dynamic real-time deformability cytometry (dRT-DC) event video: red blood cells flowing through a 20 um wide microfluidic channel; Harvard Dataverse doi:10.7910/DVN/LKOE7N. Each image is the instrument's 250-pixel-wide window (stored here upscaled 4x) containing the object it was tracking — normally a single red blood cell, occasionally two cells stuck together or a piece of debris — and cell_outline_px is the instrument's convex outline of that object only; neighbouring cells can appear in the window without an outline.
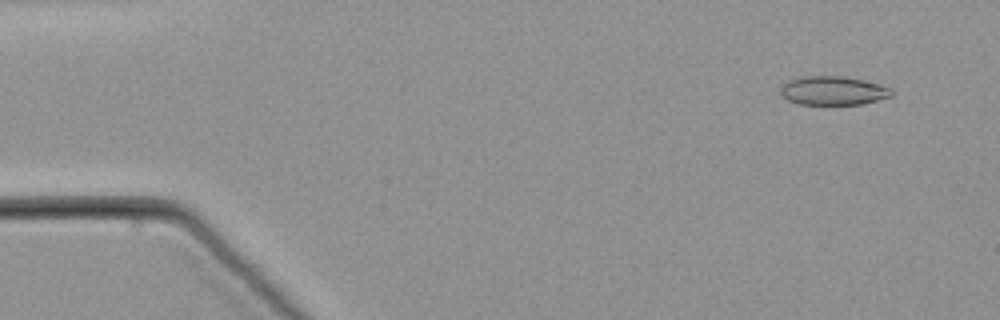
{"species": "common noctule bat (a hibernating species)", "species_latin": "Nyctalus noctula", "temperature_condition": "warm", "stored_images_in_passage": 61, "camera_frame_rate_fps": 3000, "um_per_image_px": 0.085, "animal": {"sex": "male", "body_mass_g": 21.5, "forearm_length_mm": 52.0}, "frame": {"image": 1, "passage_image": 5, "time_ms": 1.333, "image_size_px": [1000, 320], "cell_outline_px": [[892, 96], [860, 104], [800, 104], [788, 100], [780, 92], [780, 88], [788, 80], [800, 76], [840, 76], [864, 80], [880, 84], [892, 88]], "centroid_in_image_um": [70.81, 7.69], "position_along_channel_um": 14.2, "area_um2": 18.55}}
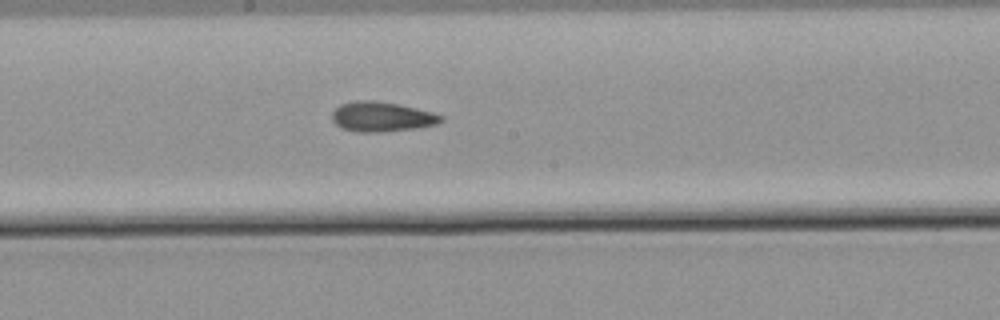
{"frame": {"image": 2, "passage_image": 33, "time_ms": 10.667, "image_size_px": [1000, 320], "cell_outline_px": [[444, 120], [436, 124], [416, 128], [380, 132], [360, 132], [340, 128], [332, 120], [332, 112], [340, 104], [356, 100], [372, 100], [396, 104], [416, 108], [432, 112], [444, 116]], "centroid_in_image_um": [32.43, 9.92], "position_along_channel_um": 215.8, "area_um2": 18.9}}
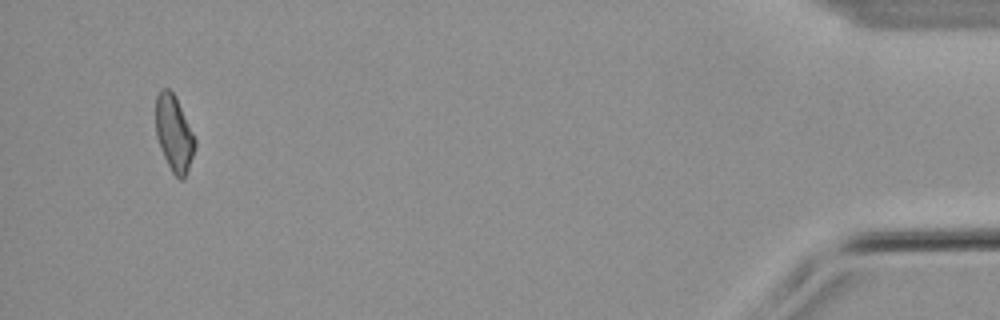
{"frame": {"image": 3, "passage_image": 58, "time_ms": 19.0, "image_size_px": [1000, 320], "cell_outline_px": [[196, 148], [188, 168], [184, 176], [180, 180], [172, 172], [160, 148], [156, 136], [156, 96], [160, 88], [168, 88], [176, 96], [196, 140]], "centroid_in_image_um": [14.79, 11.3], "position_along_channel_um": 420.4, "area_um2": 17.28}}